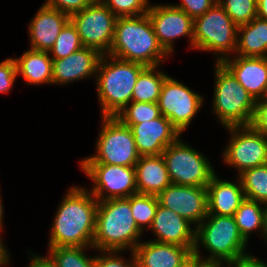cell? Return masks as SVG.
I'll list each match as a JSON object with an SVG mask.
<instances>
[{"label": "cell", "instance_id": "obj_19", "mask_svg": "<svg viewBox=\"0 0 267 267\" xmlns=\"http://www.w3.org/2000/svg\"><path fill=\"white\" fill-rule=\"evenodd\" d=\"M103 55L96 49L82 47L62 59H53L52 83L67 84L76 80L96 76Z\"/></svg>", "mask_w": 267, "mask_h": 267}, {"label": "cell", "instance_id": "obj_37", "mask_svg": "<svg viewBox=\"0 0 267 267\" xmlns=\"http://www.w3.org/2000/svg\"><path fill=\"white\" fill-rule=\"evenodd\" d=\"M217 3V0H182L180 4L174 5L187 13L193 20L202 16Z\"/></svg>", "mask_w": 267, "mask_h": 267}, {"label": "cell", "instance_id": "obj_21", "mask_svg": "<svg viewBox=\"0 0 267 267\" xmlns=\"http://www.w3.org/2000/svg\"><path fill=\"white\" fill-rule=\"evenodd\" d=\"M133 252L138 267H177L193 253L184 246L153 240L140 242Z\"/></svg>", "mask_w": 267, "mask_h": 267}, {"label": "cell", "instance_id": "obj_46", "mask_svg": "<svg viewBox=\"0 0 267 267\" xmlns=\"http://www.w3.org/2000/svg\"><path fill=\"white\" fill-rule=\"evenodd\" d=\"M264 206H266L265 207V217H264V229H263V233H261V234H262V236L264 235V238L266 239L265 241L267 243V204Z\"/></svg>", "mask_w": 267, "mask_h": 267}, {"label": "cell", "instance_id": "obj_23", "mask_svg": "<svg viewBox=\"0 0 267 267\" xmlns=\"http://www.w3.org/2000/svg\"><path fill=\"white\" fill-rule=\"evenodd\" d=\"M134 168L139 194L158 196L171 184L162 155L140 156Z\"/></svg>", "mask_w": 267, "mask_h": 267}, {"label": "cell", "instance_id": "obj_43", "mask_svg": "<svg viewBox=\"0 0 267 267\" xmlns=\"http://www.w3.org/2000/svg\"><path fill=\"white\" fill-rule=\"evenodd\" d=\"M257 17L267 21V0H257Z\"/></svg>", "mask_w": 267, "mask_h": 267}, {"label": "cell", "instance_id": "obj_17", "mask_svg": "<svg viewBox=\"0 0 267 267\" xmlns=\"http://www.w3.org/2000/svg\"><path fill=\"white\" fill-rule=\"evenodd\" d=\"M191 224L179 214L158 203L155 217L149 229L157 237L155 242L184 246L193 252L196 229H192Z\"/></svg>", "mask_w": 267, "mask_h": 267}, {"label": "cell", "instance_id": "obj_20", "mask_svg": "<svg viewBox=\"0 0 267 267\" xmlns=\"http://www.w3.org/2000/svg\"><path fill=\"white\" fill-rule=\"evenodd\" d=\"M70 16L45 4L29 24L31 49L49 52Z\"/></svg>", "mask_w": 267, "mask_h": 267}, {"label": "cell", "instance_id": "obj_44", "mask_svg": "<svg viewBox=\"0 0 267 267\" xmlns=\"http://www.w3.org/2000/svg\"><path fill=\"white\" fill-rule=\"evenodd\" d=\"M1 238V237H0ZM3 241L0 239V267L8 265L9 263V253L7 252L5 246L2 243Z\"/></svg>", "mask_w": 267, "mask_h": 267}, {"label": "cell", "instance_id": "obj_16", "mask_svg": "<svg viewBox=\"0 0 267 267\" xmlns=\"http://www.w3.org/2000/svg\"><path fill=\"white\" fill-rule=\"evenodd\" d=\"M131 128L140 156L162 155L164 150L180 139L181 133L163 115L140 124H123Z\"/></svg>", "mask_w": 267, "mask_h": 267}, {"label": "cell", "instance_id": "obj_7", "mask_svg": "<svg viewBox=\"0 0 267 267\" xmlns=\"http://www.w3.org/2000/svg\"><path fill=\"white\" fill-rule=\"evenodd\" d=\"M237 29L238 26L217 2L202 16L194 19L193 49L219 53L222 56L216 62H221L236 50Z\"/></svg>", "mask_w": 267, "mask_h": 267}, {"label": "cell", "instance_id": "obj_31", "mask_svg": "<svg viewBox=\"0 0 267 267\" xmlns=\"http://www.w3.org/2000/svg\"><path fill=\"white\" fill-rule=\"evenodd\" d=\"M115 117L122 124H140L161 116L158 103L130 102Z\"/></svg>", "mask_w": 267, "mask_h": 267}, {"label": "cell", "instance_id": "obj_8", "mask_svg": "<svg viewBox=\"0 0 267 267\" xmlns=\"http://www.w3.org/2000/svg\"><path fill=\"white\" fill-rule=\"evenodd\" d=\"M102 123L95 155L80 162L134 167L140 154L131 128L123 125L116 117H103Z\"/></svg>", "mask_w": 267, "mask_h": 267}, {"label": "cell", "instance_id": "obj_47", "mask_svg": "<svg viewBox=\"0 0 267 267\" xmlns=\"http://www.w3.org/2000/svg\"><path fill=\"white\" fill-rule=\"evenodd\" d=\"M1 196H0V230H2V219H3V205H2V202H1Z\"/></svg>", "mask_w": 267, "mask_h": 267}, {"label": "cell", "instance_id": "obj_27", "mask_svg": "<svg viewBox=\"0 0 267 267\" xmlns=\"http://www.w3.org/2000/svg\"><path fill=\"white\" fill-rule=\"evenodd\" d=\"M258 201L245 198L234 213V219L238 230L244 240L248 243L251 231L259 230L263 233L265 208Z\"/></svg>", "mask_w": 267, "mask_h": 267}, {"label": "cell", "instance_id": "obj_32", "mask_svg": "<svg viewBox=\"0 0 267 267\" xmlns=\"http://www.w3.org/2000/svg\"><path fill=\"white\" fill-rule=\"evenodd\" d=\"M83 47L75 25L69 20L62 28L48 53L52 59H62Z\"/></svg>", "mask_w": 267, "mask_h": 267}, {"label": "cell", "instance_id": "obj_36", "mask_svg": "<svg viewBox=\"0 0 267 267\" xmlns=\"http://www.w3.org/2000/svg\"><path fill=\"white\" fill-rule=\"evenodd\" d=\"M101 253L104 254L95 256V267H138L134 252H132V261L130 263L118 256V251H101Z\"/></svg>", "mask_w": 267, "mask_h": 267}, {"label": "cell", "instance_id": "obj_25", "mask_svg": "<svg viewBox=\"0 0 267 267\" xmlns=\"http://www.w3.org/2000/svg\"><path fill=\"white\" fill-rule=\"evenodd\" d=\"M17 73L24 77L27 84H52L53 59L45 51L29 49L15 59Z\"/></svg>", "mask_w": 267, "mask_h": 267}, {"label": "cell", "instance_id": "obj_29", "mask_svg": "<svg viewBox=\"0 0 267 267\" xmlns=\"http://www.w3.org/2000/svg\"><path fill=\"white\" fill-rule=\"evenodd\" d=\"M88 247H49V258L56 267H95V256L84 254Z\"/></svg>", "mask_w": 267, "mask_h": 267}, {"label": "cell", "instance_id": "obj_35", "mask_svg": "<svg viewBox=\"0 0 267 267\" xmlns=\"http://www.w3.org/2000/svg\"><path fill=\"white\" fill-rule=\"evenodd\" d=\"M17 75L15 59L8 58L0 63V93H9Z\"/></svg>", "mask_w": 267, "mask_h": 267}, {"label": "cell", "instance_id": "obj_38", "mask_svg": "<svg viewBox=\"0 0 267 267\" xmlns=\"http://www.w3.org/2000/svg\"><path fill=\"white\" fill-rule=\"evenodd\" d=\"M94 0H46L45 5L69 16L88 7Z\"/></svg>", "mask_w": 267, "mask_h": 267}, {"label": "cell", "instance_id": "obj_3", "mask_svg": "<svg viewBox=\"0 0 267 267\" xmlns=\"http://www.w3.org/2000/svg\"><path fill=\"white\" fill-rule=\"evenodd\" d=\"M107 55L145 66H158L169 54L159 44L146 13L117 18L114 40Z\"/></svg>", "mask_w": 267, "mask_h": 267}, {"label": "cell", "instance_id": "obj_11", "mask_svg": "<svg viewBox=\"0 0 267 267\" xmlns=\"http://www.w3.org/2000/svg\"><path fill=\"white\" fill-rule=\"evenodd\" d=\"M226 129L230 131L231 136L223 153L225 163L237 168L239 174L246 169L267 164L266 136L251 125Z\"/></svg>", "mask_w": 267, "mask_h": 267}, {"label": "cell", "instance_id": "obj_18", "mask_svg": "<svg viewBox=\"0 0 267 267\" xmlns=\"http://www.w3.org/2000/svg\"><path fill=\"white\" fill-rule=\"evenodd\" d=\"M229 57L221 63L256 100L267 97V57Z\"/></svg>", "mask_w": 267, "mask_h": 267}, {"label": "cell", "instance_id": "obj_40", "mask_svg": "<svg viewBox=\"0 0 267 267\" xmlns=\"http://www.w3.org/2000/svg\"><path fill=\"white\" fill-rule=\"evenodd\" d=\"M229 262L231 263V266L234 267H266L265 262L260 261L256 257L249 254L236 257L234 260Z\"/></svg>", "mask_w": 267, "mask_h": 267}, {"label": "cell", "instance_id": "obj_1", "mask_svg": "<svg viewBox=\"0 0 267 267\" xmlns=\"http://www.w3.org/2000/svg\"><path fill=\"white\" fill-rule=\"evenodd\" d=\"M62 200L48 246L92 247L99 201L83 187H71Z\"/></svg>", "mask_w": 267, "mask_h": 267}, {"label": "cell", "instance_id": "obj_9", "mask_svg": "<svg viewBox=\"0 0 267 267\" xmlns=\"http://www.w3.org/2000/svg\"><path fill=\"white\" fill-rule=\"evenodd\" d=\"M162 156L172 184L207 187L215 175L207 157L179 139L170 144Z\"/></svg>", "mask_w": 267, "mask_h": 267}, {"label": "cell", "instance_id": "obj_48", "mask_svg": "<svg viewBox=\"0 0 267 267\" xmlns=\"http://www.w3.org/2000/svg\"><path fill=\"white\" fill-rule=\"evenodd\" d=\"M222 263H225V266L227 264L228 265L227 267H229V266L231 267V263L229 261L228 262L218 261V267H225V266H223L224 264H222Z\"/></svg>", "mask_w": 267, "mask_h": 267}, {"label": "cell", "instance_id": "obj_6", "mask_svg": "<svg viewBox=\"0 0 267 267\" xmlns=\"http://www.w3.org/2000/svg\"><path fill=\"white\" fill-rule=\"evenodd\" d=\"M195 228L194 249H198L201 243L211 252L205 260L228 262L247 254L245 252L247 242L240 234L233 216L208 214Z\"/></svg>", "mask_w": 267, "mask_h": 267}, {"label": "cell", "instance_id": "obj_45", "mask_svg": "<svg viewBox=\"0 0 267 267\" xmlns=\"http://www.w3.org/2000/svg\"><path fill=\"white\" fill-rule=\"evenodd\" d=\"M177 267H193V253Z\"/></svg>", "mask_w": 267, "mask_h": 267}, {"label": "cell", "instance_id": "obj_12", "mask_svg": "<svg viewBox=\"0 0 267 267\" xmlns=\"http://www.w3.org/2000/svg\"><path fill=\"white\" fill-rule=\"evenodd\" d=\"M80 166L94 182L90 191L98 201L127 198L138 193L134 167L101 163H80Z\"/></svg>", "mask_w": 267, "mask_h": 267}, {"label": "cell", "instance_id": "obj_4", "mask_svg": "<svg viewBox=\"0 0 267 267\" xmlns=\"http://www.w3.org/2000/svg\"><path fill=\"white\" fill-rule=\"evenodd\" d=\"M145 67L143 64L107 54L101 57L96 72V84L102 117H115L131 102L133 88Z\"/></svg>", "mask_w": 267, "mask_h": 267}, {"label": "cell", "instance_id": "obj_26", "mask_svg": "<svg viewBox=\"0 0 267 267\" xmlns=\"http://www.w3.org/2000/svg\"><path fill=\"white\" fill-rule=\"evenodd\" d=\"M158 66H146L139 74L133 88L131 101L158 103L164 80L168 77L164 72L156 71Z\"/></svg>", "mask_w": 267, "mask_h": 267}, {"label": "cell", "instance_id": "obj_13", "mask_svg": "<svg viewBox=\"0 0 267 267\" xmlns=\"http://www.w3.org/2000/svg\"><path fill=\"white\" fill-rule=\"evenodd\" d=\"M203 98L184 84L167 77L158 100L161 115L166 117L182 134L192 118L202 108Z\"/></svg>", "mask_w": 267, "mask_h": 267}, {"label": "cell", "instance_id": "obj_5", "mask_svg": "<svg viewBox=\"0 0 267 267\" xmlns=\"http://www.w3.org/2000/svg\"><path fill=\"white\" fill-rule=\"evenodd\" d=\"M213 112L225 128L251 124L255 99L221 63L215 65Z\"/></svg>", "mask_w": 267, "mask_h": 267}, {"label": "cell", "instance_id": "obj_34", "mask_svg": "<svg viewBox=\"0 0 267 267\" xmlns=\"http://www.w3.org/2000/svg\"><path fill=\"white\" fill-rule=\"evenodd\" d=\"M119 17H135L146 14L149 9L148 0H101Z\"/></svg>", "mask_w": 267, "mask_h": 267}, {"label": "cell", "instance_id": "obj_28", "mask_svg": "<svg viewBox=\"0 0 267 267\" xmlns=\"http://www.w3.org/2000/svg\"><path fill=\"white\" fill-rule=\"evenodd\" d=\"M238 178L247 199L267 204V164L246 169Z\"/></svg>", "mask_w": 267, "mask_h": 267}, {"label": "cell", "instance_id": "obj_10", "mask_svg": "<svg viewBox=\"0 0 267 267\" xmlns=\"http://www.w3.org/2000/svg\"><path fill=\"white\" fill-rule=\"evenodd\" d=\"M75 25L83 47L108 54L114 40L117 17L101 1L94 0L85 9L70 16Z\"/></svg>", "mask_w": 267, "mask_h": 267}, {"label": "cell", "instance_id": "obj_14", "mask_svg": "<svg viewBox=\"0 0 267 267\" xmlns=\"http://www.w3.org/2000/svg\"><path fill=\"white\" fill-rule=\"evenodd\" d=\"M159 44L170 54L173 41L182 36H189L193 47L194 20L183 10L174 5H151L147 12Z\"/></svg>", "mask_w": 267, "mask_h": 267}, {"label": "cell", "instance_id": "obj_41", "mask_svg": "<svg viewBox=\"0 0 267 267\" xmlns=\"http://www.w3.org/2000/svg\"><path fill=\"white\" fill-rule=\"evenodd\" d=\"M200 255L199 249H194L193 267H218V260H205Z\"/></svg>", "mask_w": 267, "mask_h": 267}, {"label": "cell", "instance_id": "obj_2", "mask_svg": "<svg viewBox=\"0 0 267 267\" xmlns=\"http://www.w3.org/2000/svg\"><path fill=\"white\" fill-rule=\"evenodd\" d=\"M142 233L132 216L130 197L98 202L93 249L121 253L131 248L133 252Z\"/></svg>", "mask_w": 267, "mask_h": 267}, {"label": "cell", "instance_id": "obj_22", "mask_svg": "<svg viewBox=\"0 0 267 267\" xmlns=\"http://www.w3.org/2000/svg\"><path fill=\"white\" fill-rule=\"evenodd\" d=\"M245 198L240 179L239 183L235 184L221 180L215 174L207 185L208 214L234 216Z\"/></svg>", "mask_w": 267, "mask_h": 267}, {"label": "cell", "instance_id": "obj_33", "mask_svg": "<svg viewBox=\"0 0 267 267\" xmlns=\"http://www.w3.org/2000/svg\"><path fill=\"white\" fill-rule=\"evenodd\" d=\"M232 21L239 27L257 17V0H217Z\"/></svg>", "mask_w": 267, "mask_h": 267}, {"label": "cell", "instance_id": "obj_39", "mask_svg": "<svg viewBox=\"0 0 267 267\" xmlns=\"http://www.w3.org/2000/svg\"><path fill=\"white\" fill-rule=\"evenodd\" d=\"M250 125L267 137V97L256 100L255 111Z\"/></svg>", "mask_w": 267, "mask_h": 267}, {"label": "cell", "instance_id": "obj_24", "mask_svg": "<svg viewBox=\"0 0 267 267\" xmlns=\"http://www.w3.org/2000/svg\"><path fill=\"white\" fill-rule=\"evenodd\" d=\"M237 34L235 53L245 57H267V21L256 17L239 26Z\"/></svg>", "mask_w": 267, "mask_h": 267}, {"label": "cell", "instance_id": "obj_15", "mask_svg": "<svg viewBox=\"0 0 267 267\" xmlns=\"http://www.w3.org/2000/svg\"><path fill=\"white\" fill-rule=\"evenodd\" d=\"M159 203L196 227L208 215L207 187L170 184L158 196Z\"/></svg>", "mask_w": 267, "mask_h": 267}, {"label": "cell", "instance_id": "obj_42", "mask_svg": "<svg viewBox=\"0 0 267 267\" xmlns=\"http://www.w3.org/2000/svg\"><path fill=\"white\" fill-rule=\"evenodd\" d=\"M31 263L28 267H56L55 264L51 261V259L43 256H36L32 254Z\"/></svg>", "mask_w": 267, "mask_h": 267}, {"label": "cell", "instance_id": "obj_30", "mask_svg": "<svg viewBox=\"0 0 267 267\" xmlns=\"http://www.w3.org/2000/svg\"><path fill=\"white\" fill-rule=\"evenodd\" d=\"M158 203L155 195L136 193L130 196L132 216L142 231H144V226L151 227Z\"/></svg>", "mask_w": 267, "mask_h": 267}]
</instances>
